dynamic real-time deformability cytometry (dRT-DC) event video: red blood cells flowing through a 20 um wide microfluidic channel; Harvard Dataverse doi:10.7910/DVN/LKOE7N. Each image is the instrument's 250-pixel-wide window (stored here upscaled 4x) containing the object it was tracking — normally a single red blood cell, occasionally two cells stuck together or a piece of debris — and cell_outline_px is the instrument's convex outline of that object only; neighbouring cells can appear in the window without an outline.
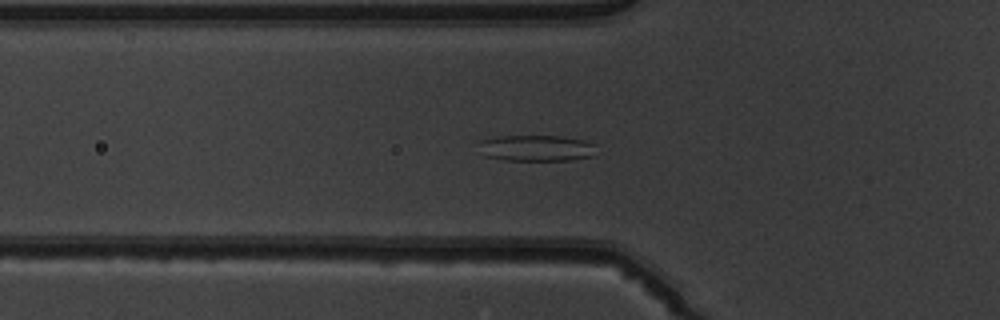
{"species": "common noctule bat (a hibernating species)", "species_latin": "Nyctalus noctula", "temperature_condition": "warm", "stored_images_in_passage": 53, "segment_of_instrument_passage": [1, 2], "camera_frame_rate_fps": 3000, "um_per_image_px": 0.085, "animal": {"sex": "male", "body_mass_g": 19.5, "forearm_length_mm": 54.6}, "frame": {"image": 1, "passage_image": 19, "time_ms": 6.0, "image_size_px": [1000, 320], "cell_outline_px": [[592, 156], [568, 160], [504, 160], [484, 156], [480, 140], [500, 136], [560, 136], [584, 140], [592, 144]], "centroid_in_image_um": [45.55, 12.59], "position_along_channel_um": 80.3, "area_um2": 17.46}}
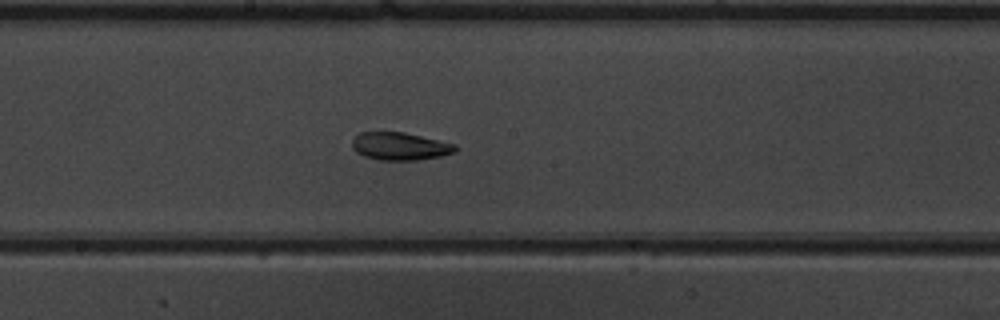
{"frame": {"image": 2, "passage_image": 29, "time_ms": 9.333, "image_size_px": [1000, 320], "cell_outline_px": [[456, 152], [440, 156], [416, 160], [380, 160], [364, 156], [356, 152], [352, 148], [352, 140], [360, 132], [404, 132], [456, 144]], "centroid_in_image_um": [33.98, 12.43], "position_along_channel_um": 214.2, "area_um2": 16.65}}
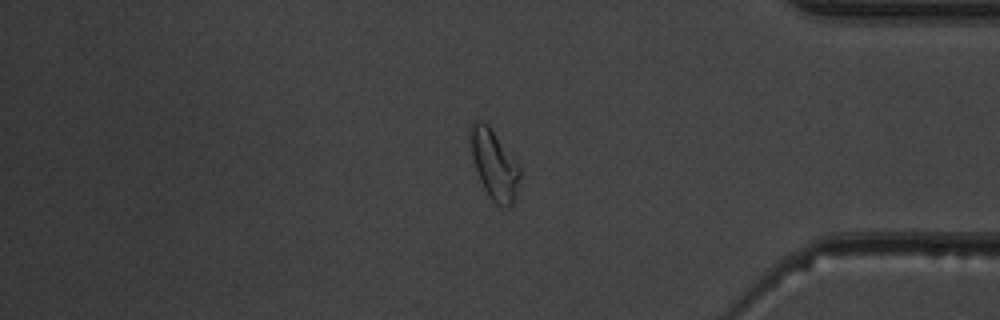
{"frame": {"image": 3, "passage_image": 44, "time_ms": 14.333, "image_size_px": [1000, 320], "cell_outline_px": [[520, 176], [516, 192], [512, 204], [496, 204], [492, 200], [484, 188], [480, 180], [472, 156], [472, 124], [476, 120], [480, 120], [488, 124], [520, 168]], "centroid_in_image_um": [42.01, 13.98], "position_along_channel_um": 393.2, "area_um2": 18.9}}